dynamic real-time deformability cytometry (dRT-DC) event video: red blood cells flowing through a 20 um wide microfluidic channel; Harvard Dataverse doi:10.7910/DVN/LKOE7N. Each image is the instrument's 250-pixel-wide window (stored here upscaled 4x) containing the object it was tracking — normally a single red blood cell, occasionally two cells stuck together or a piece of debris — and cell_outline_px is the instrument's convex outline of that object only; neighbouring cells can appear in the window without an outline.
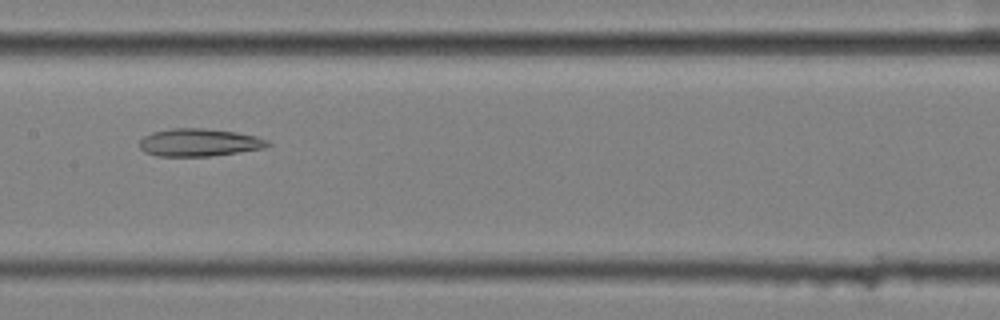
{"species": "common noctule bat (a hibernating species)", "species_latin": "Nyctalus noctula", "temperature_condition": "cold", "stored_images_in_passage": 9, "camera_frame_rate_fps": 3000, "um_per_image_px": 0.085, "animal": {"sex": "female", "body_mass_g": 25.1}, "frame": {"image": 1, "passage_image": 9, "time_ms": 2.667, "image_size_px": [1000, 320], "cell_outline_px": [[272, 144], [264, 148], [208, 156], [156, 156], [144, 152], [140, 148], [140, 140], [144, 136], [152, 132], [172, 128], [204, 128], [236, 132], [256, 136], [268, 140]], "centroid_in_image_um": [16.91, 12.1], "position_along_channel_um": 190.5, "area_um2": 20.63}}